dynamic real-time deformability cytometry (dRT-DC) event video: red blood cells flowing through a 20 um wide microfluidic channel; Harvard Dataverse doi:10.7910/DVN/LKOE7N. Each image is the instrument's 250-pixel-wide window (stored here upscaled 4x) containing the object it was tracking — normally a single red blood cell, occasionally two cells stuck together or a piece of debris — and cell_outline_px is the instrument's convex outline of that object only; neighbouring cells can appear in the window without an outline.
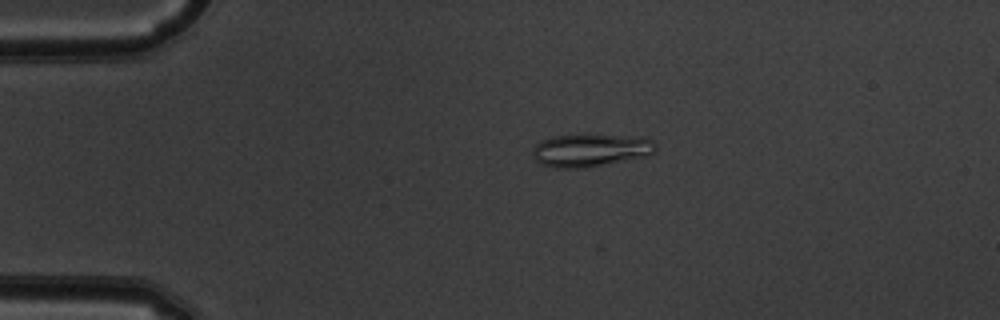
{"species": "common noctule bat (a hibernating species)", "species_latin": "Nyctalus noctula", "temperature_condition": "warm", "stored_images_in_passage": 51, "camera_frame_rate_fps": 3000, "um_per_image_px": 0.085, "animal": {"sex": "male", "body_mass_g": 19.5, "forearm_length_mm": 54.6}, "frame": {"image": 1, "passage_image": 11, "time_ms": 3.333, "image_size_px": [1000, 320], "cell_outline_px": [[656, 152], [644, 156], [588, 168], [556, 168], [540, 164], [532, 156], [532, 148], [536, 144], [552, 136], [644, 136], [652, 140], [656, 144]], "centroid_in_image_um": [50.19, 12.79], "position_along_channel_um": 34.8, "area_um2": 23.29}}
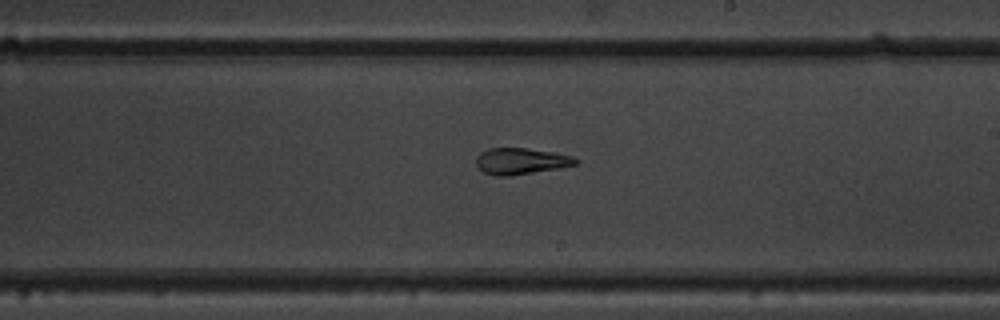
{"frame": {"image": 2, "passage_image": 30, "time_ms": 9.667, "image_size_px": [1000, 320], "cell_outline_px": [[580, 160], [576, 164], [556, 168], [508, 176], [496, 176], [484, 172], [476, 164], [476, 156], [480, 152], [488, 148], [528, 148], [552, 152], [572, 156]], "centroid_in_image_um": [44.24, 13.68], "position_along_channel_um": 244.8, "area_um2": 15.09}}
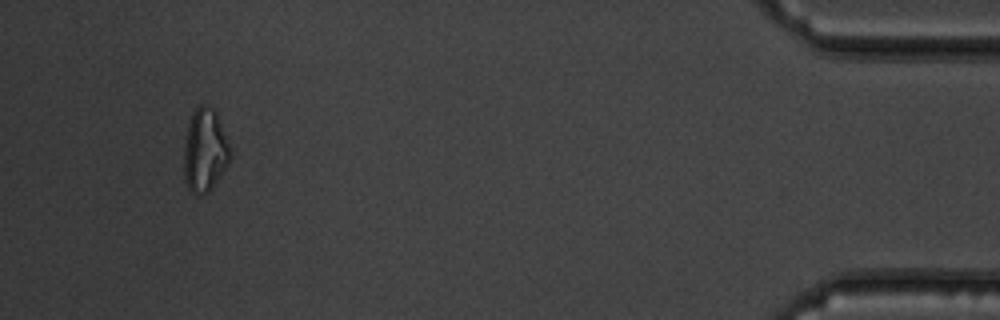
{"frame": {"image": 3, "passage_image": 48, "time_ms": 15.667, "image_size_px": [1000, 320], "cell_outline_px": [[232, 156], [228, 164], [212, 188], [208, 192], [192, 192], [188, 188], [184, 180], [184, 148], [188, 124], [192, 112], [200, 104], [208, 104], [216, 112], [232, 148]], "centroid_in_image_um": [17.44, 12.74], "position_along_channel_um": 417.8, "area_um2": 22.6}}